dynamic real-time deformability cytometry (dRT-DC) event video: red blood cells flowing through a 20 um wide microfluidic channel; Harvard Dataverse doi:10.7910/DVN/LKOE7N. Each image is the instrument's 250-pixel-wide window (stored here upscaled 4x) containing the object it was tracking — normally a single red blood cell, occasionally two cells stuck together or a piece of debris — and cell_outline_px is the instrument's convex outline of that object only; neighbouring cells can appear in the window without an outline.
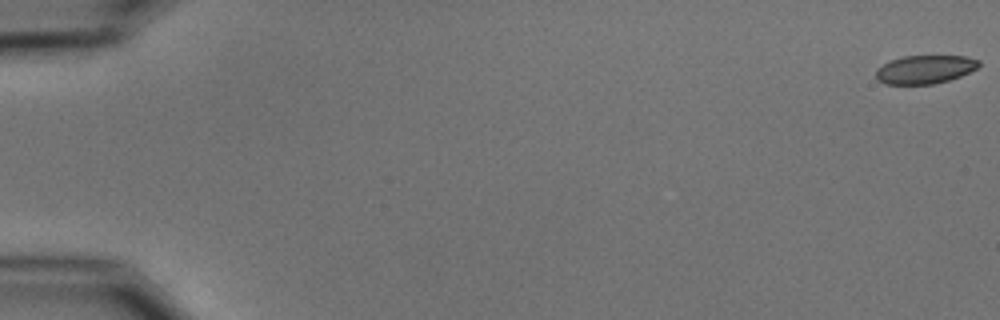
{"species": "common noctule bat (a hibernating species)", "species_latin": "Nyctalus noctula", "temperature_condition": "cold", "stored_images_in_passage": 55, "camera_frame_rate_fps": 3000, "um_per_image_px": 0.085, "animal": {"sex": "male", "body_mass_g": 15.6}, "frame": {"image": 1, "passage_image": 1, "time_ms": 0.0, "image_size_px": [1000, 320], "cell_outline_px": [[980, 64], [976, 68], [960, 76], [948, 80], [932, 84], [884, 84], [876, 80], [876, 68], [892, 60], [904, 56], [964, 56], [980, 60]], "centroid_in_image_um": [78.59, 5.9], "position_along_channel_um": 6.4, "area_um2": 16.94}}
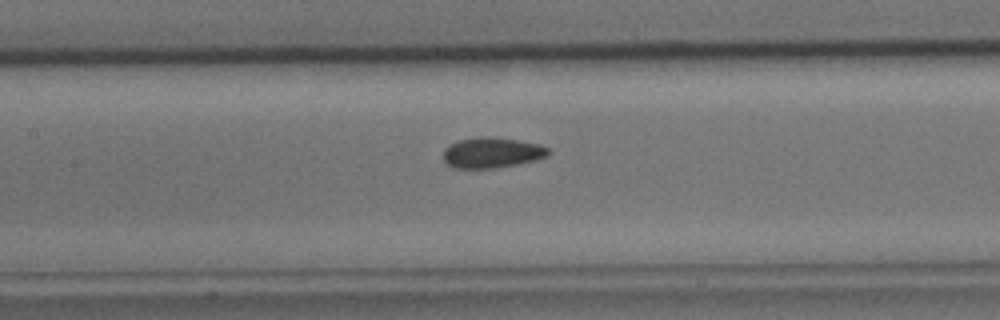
{"frame": {"image": 2, "passage_image": 27, "time_ms": 8.667, "image_size_px": [1000, 320], "cell_outline_px": [[552, 152], [548, 156], [516, 164], [496, 168], [452, 168], [444, 160], [444, 148], [460, 140], [480, 136], [488, 136], [516, 140], [540, 144], [548, 148]], "centroid_in_image_um": [41.82, 12.97], "position_along_channel_um": 165.6, "area_um2": 18.55}}
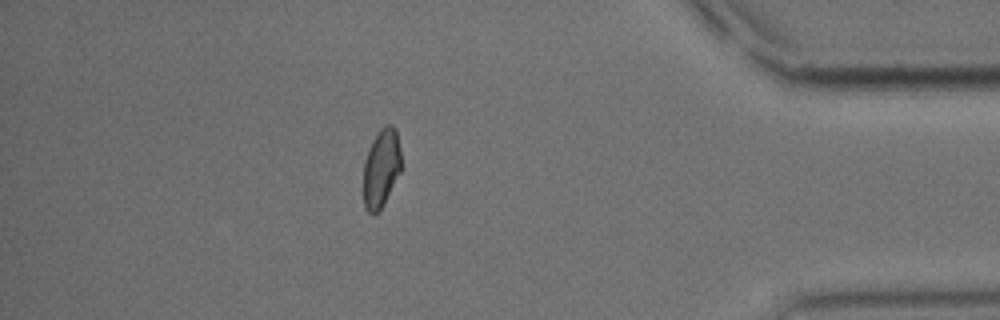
{"frame": {"image": 3, "passage_image": 49, "time_ms": 16.0, "image_size_px": [1000, 320], "cell_outline_px": [[404, 168], [380, 212], [372, 216], [364, 208], [364, 160], [368, 148], [372, 140], [380, 128], [384, 124], [392, 124], [396, 128]], "centroid_in_image_um": [32.44, 14.31], "position_along_channel_um": 402.8, "area_um2": 18.21}, "authors_computed_cell_mechanics": {"area_um2": 18.3226, "velocity_mm_per_s": 3.7179, "shape_relaxation_time_tau1_ms": 4.5713, "shape_relaxation_time_tau2_ms": 1.1765, "deformation_change_tau1": 0.0919, "deformation_change_tau2": 0.0538}}